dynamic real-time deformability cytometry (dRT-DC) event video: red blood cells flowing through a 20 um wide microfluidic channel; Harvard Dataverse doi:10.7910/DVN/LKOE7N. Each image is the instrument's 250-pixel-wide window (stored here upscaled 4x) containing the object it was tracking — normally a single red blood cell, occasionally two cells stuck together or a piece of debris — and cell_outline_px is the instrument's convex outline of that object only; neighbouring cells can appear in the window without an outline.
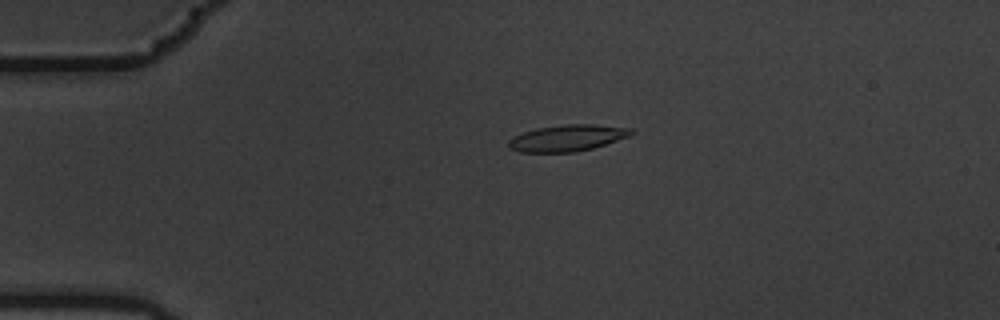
{"species": "common noctule bat (a hibernating species)", "species_latin": "Nyctalus noctula", "temperature_condition": "warm", "stored_images_in_passage": 6, "camera_frame_rate_fps": 3000, "um_per_image_px": 0.085, "animal": {"sex": "male", "body_mass_g": 19.5, "forearm_length_mm": 54.6}, "frame": {"image": 1, "passage_image": 4, "time_ms": 1.0, "image_size_px": [1000, 320], "cell_outline_px": [[636, 132], [628, 136], [592, 148], [576, 152], [520, 152], [508, 148], [508, 140], [524, 132], [536, 128], [564, 124], [596, 124], [632, 128]], "centroid_in_image_um": [48.22, 11.72], "position_along_channel_um": 36.8, "area_um2": 18.84}}
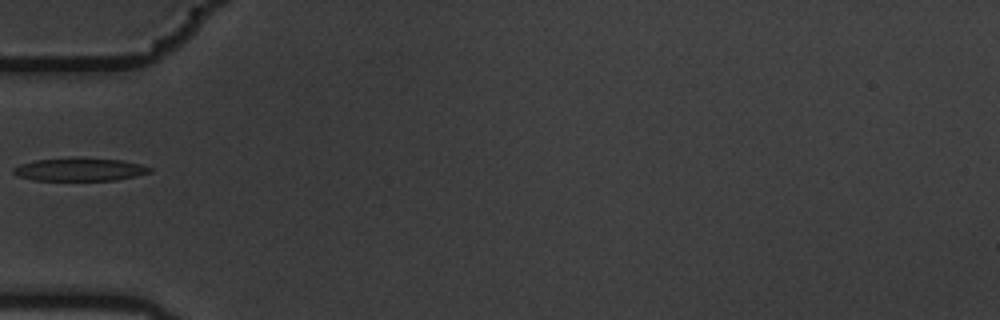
{"frame": {"image": 2, "passage_image": 6, "time_ms": 1.667, "image_size_px": [1000, 320], "cell_outline_px": [[152, 172], [136, 176], [116, 180], [36, 180], [20, 176], [12, 172], [12, 168], [20, 164], [36, 160], [80, 156], [120, 160], [140, 164], [152, 168]], "centroid_in_image_um": [6.8, 14.38], "position_along_channel_um": 78.2, "area_um2": 18.5}}